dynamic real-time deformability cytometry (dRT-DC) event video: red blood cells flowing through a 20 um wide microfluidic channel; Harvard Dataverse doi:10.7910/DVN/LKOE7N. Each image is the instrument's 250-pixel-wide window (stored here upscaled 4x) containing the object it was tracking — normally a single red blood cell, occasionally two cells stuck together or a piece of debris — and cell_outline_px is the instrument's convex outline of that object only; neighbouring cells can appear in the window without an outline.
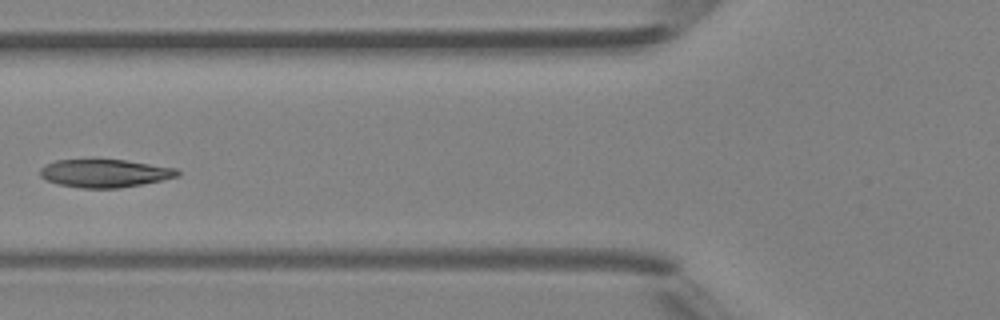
{"species": "Egyptian fruit bat (a non-hibernating species)", "species_latin": "Rousettus aegyptiacus", "temperature_condition": "room temperature", "stored_images_in_passage": 4, "camera_frame_rate_fps": 3000, "um_per_image_px": 0.085, "animal": {"sex": "female"}, "frame": {"image": 1, "passage_image": 4, "time_ms": 3.333, "image_size_px": [1000, 320], "cell_outline_px": [[180, 176], [120, 188], [80, 188], [56, 184], [40, 176], [40, 168], [44, 164], [56, 160], [124, 160], [176, 168], [180, 172]], "centroid_in_image_um": [8.87, 14.73], "position_along_channel_um": 116.9, "area_um2": 22.31}}